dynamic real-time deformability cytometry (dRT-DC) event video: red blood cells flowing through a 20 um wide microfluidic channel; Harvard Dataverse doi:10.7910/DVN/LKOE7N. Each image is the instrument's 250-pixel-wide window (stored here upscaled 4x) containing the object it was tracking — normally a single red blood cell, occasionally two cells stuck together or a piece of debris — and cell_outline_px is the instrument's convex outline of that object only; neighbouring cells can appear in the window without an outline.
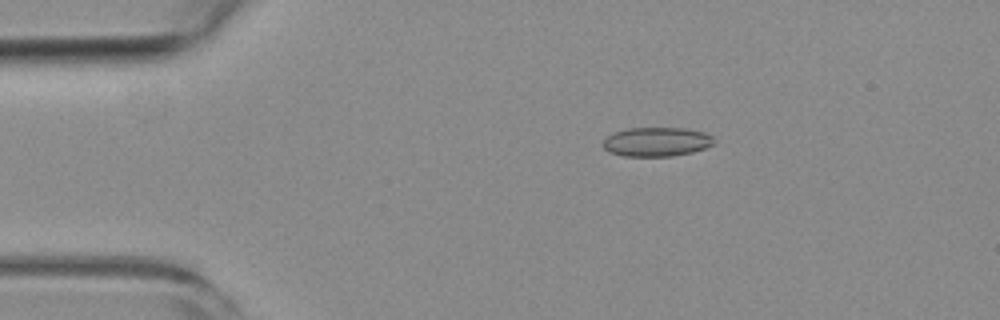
{"species": "common noctule bat (a hibernating species)", "species_latin": "Nyctalus noctula", "temperature_condition": "room temperature", "stored_images_in_passage": 45, "camera_frame_rate_fps": 3000, "um_per_image_px": 0.085, "animal": {"sex": "female", "body_mass_g": 19.3, "forearm_length_mm": 54.1}, "frame": {"image": 1, "passage_image": 1, "time_ms": 0.0, "image_size_px": [1000, 320], "cell_outline_px": [[716, 144], [692, 152], [672, 156], [624, 156], [608, 152], [600, 144], [608, 136], [616, 132], [628, 128], [684, 128], [704, 132], [712, 136]], "centroid_in_image_um": [55.81, 12.06], "position_along_channel_um": 29.2, "area_um2": 18.9}}
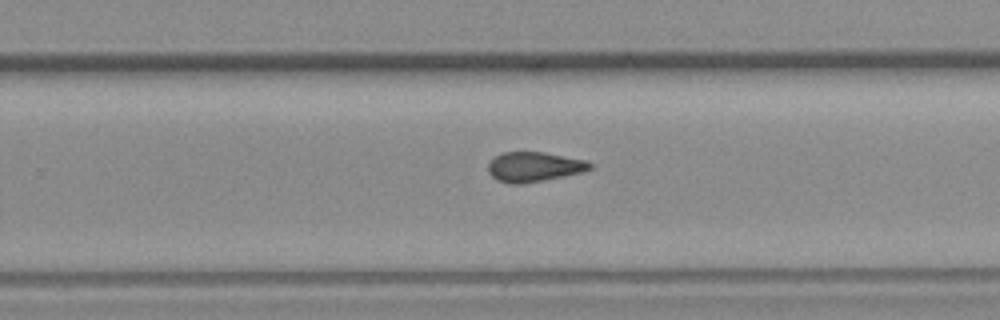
{"frame": {"image": 2, "passage_image": 25, "time_ms": 8.0, "image_size_px": [1000, 320], "cell_outline_px": [[592, 168], [580, 172], [564, 176], [544, 180], [520, 184], [508, 184], [496, 180], [488, 172], [488, 164], [500, 152], [544, 152], [584, 160], [592, 164]], "centroid_in_image_um": [45.35, 14.18], "position_along_channel_um": 284.5, "area_um2": 17.57}}
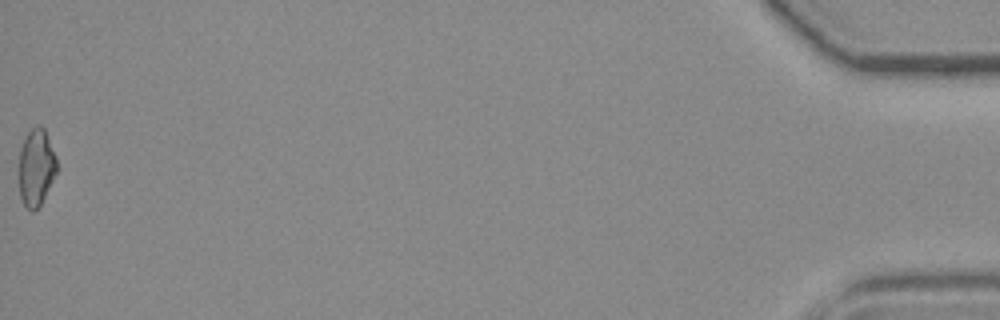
{"frame": {"image": 3, "passage_image": 45, "time_ms": 14.667, "image_size_px": [1000, 320], "cell_outline_px": [[56, 172], [40, 204], [32, 212], [24, 204], [20, 196], [20, 148], [28, 132], [36, 124], [40, 124], [44, 128], [56, 156]], "centroid_in_image_um": [3.07, 14.18], "position_along_channel_um": 432.1, "area_um2": 16.53}, "authors_computed_cell_mechanics": {"area_um2": 17.629, "velocity_mm_per_s": 3.8448, "shape_relaxation_time_tau1_ms": null, "shape_relaxation_time_tau2_ms": 2.9378, "deformation_change_tau1": null, "deformation_change_tau2": 0.0843}}